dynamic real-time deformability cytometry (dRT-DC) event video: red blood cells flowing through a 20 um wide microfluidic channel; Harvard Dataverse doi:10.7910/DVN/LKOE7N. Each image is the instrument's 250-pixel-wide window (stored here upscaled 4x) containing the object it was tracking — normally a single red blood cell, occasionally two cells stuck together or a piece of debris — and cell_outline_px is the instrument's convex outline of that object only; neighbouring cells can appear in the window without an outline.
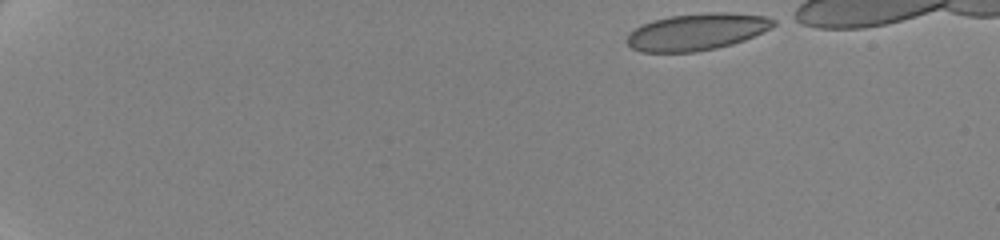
{"species": "human", "species_latin": "Homo sapiens", "temperature_condition": "cold", "stored_images_in_passage": 16, "camera_frame_rate_fps": 3000, "um_per_image_px": 0.085, "donor": {"sex": "female"}, "frame": {"image": 1, "passage_image": 1, "time_ms": 0.0, "image_size_px": [1000, 240], "cell_outline_px": [[776, 24], [744, 40], [732, 44], [716, 48], [692, 52], [644, 52], [632, 48], [624, 40], [628, 32], [652, 20], [668, 16], [704, 12], [732, 12], [764, 16], [776, 20]], "centroid_in_image_um": [59.18, 2.69], "position_along_channel_um": 25.8, "area_um2": 31.44}}
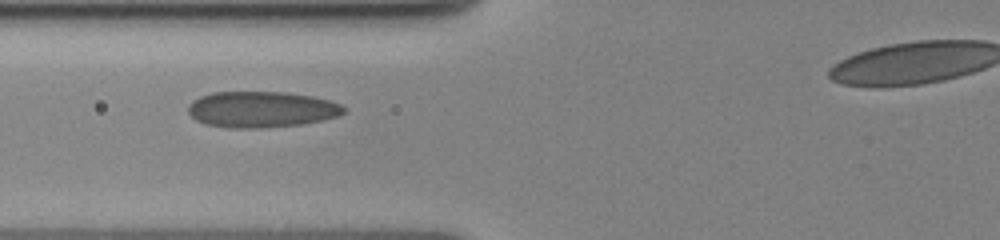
{"frame": {"image": 2, "passage_image": 14, "time_ms": 6.0, "image_size_px": [1000, 240], "cell_outline_px": [[344, 112], [336, 116], [320, 120], [300, 124], [260, 128], [228, 128], [204, 124], [196, 120], [188, 112], [188, 104], [192, 100], [200, 96], [212, 92], [288, 92], [312, 96], [328, 100], [340, 104], [344, 108]], "centroid_in_image_um": [22.16, 9.29], "position_along_channel_um": 103.6, "area_um2": 32.66}}
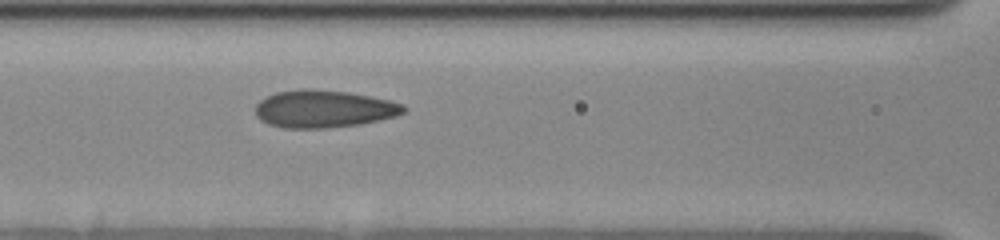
{"frame": {"image": 3, "passage_image": 16, "time_ms": 7.0, "image_size_px": [1000, 240], "cell_outline_px": [[404, 112], [396, 116], [360, 124], [324, 128], [284, 128], [268, 124], [260, 120], [256, 116], [256, 104], [260, 100], [276, 92], [304, 88], [308, 88], [348, 92], [388, 100], [404, 104]], "centroid_in_image_um": [27.48, 9.25], "position_along_channel_um": 139.1, "area_um2": 32.25}}